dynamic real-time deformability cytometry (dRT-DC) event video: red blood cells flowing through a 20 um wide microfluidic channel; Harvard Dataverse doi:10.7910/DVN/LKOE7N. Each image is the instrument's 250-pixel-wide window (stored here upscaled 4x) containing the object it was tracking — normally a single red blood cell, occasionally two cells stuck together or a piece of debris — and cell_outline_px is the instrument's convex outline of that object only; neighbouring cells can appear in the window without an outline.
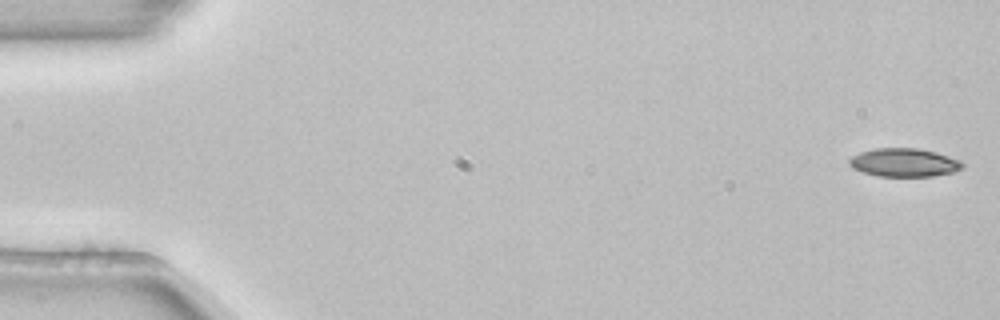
{"species": "common noctule bat (a hibernating species)", "species_latin": "Nyctalus noctula", "temperature_condition": "room temperature", "stored_images_in_passage": 53, "camera_frame_rate_fps": 3000, "um_per_image_px": 0.085, "animal": {"sex": "female", "body_mass_g": 22.7, "forearm_length_mm": 54.2}, "frame": {"image": 1, "passage_image": 1, "time_ms": 0.0, "image_size_px": [1000, 320], "cell_outline_px": [[964, 168], [952, 172], [932, 176], [880, 176], [864, 172], [852, 168], [848, 164], [848, 160], [852, 156], [860, 152], [872, 148], [916, 148], [936, 152], [960, 160], [964, 164]], "centroid_in_image_um": [76.84, 13.81], "position_along_channel_um": 8.2, "area_um2": 18.73}}
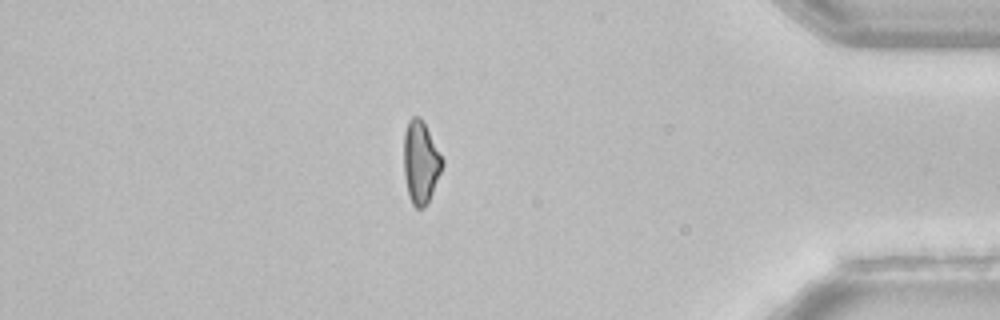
{"frame": {"image": 2, "passage_image": 46, "time_ms": 15.0, "image_size_px": [1000, 320], "cell_outline_px": [[444, 164], [428, 204], [424, 208], [416, 208], [412, 204], [408, 196], [404, 176], [404, 132], [408, 120], [412, 116], [420, 116], [444, 160]], "centroid_in_image_um": [35.75, 13.82], "position_along_channel_um": 399.4, "area_um2": 18.67}}
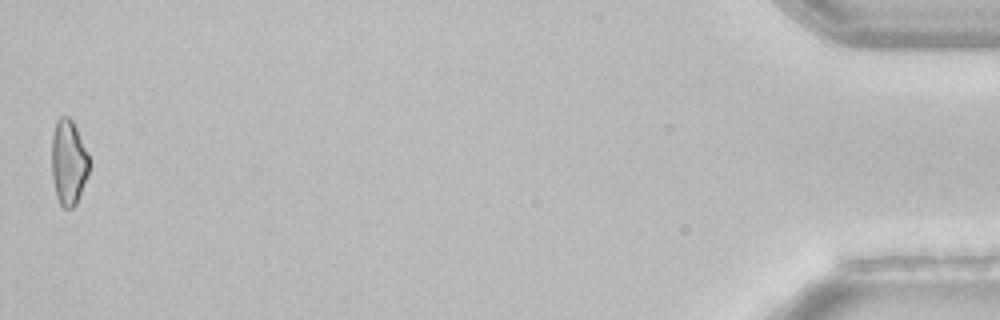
{"frame": {"image": 3, "passage_image": 53, "time_ms": 17.333, "image_size_px": [1000, 320], "cell_outline_px": [[88, 172], [76, 204], [72, 208], [64, 208], [60, 204], [56, 196], [52, 176], [52, 132], [56, 120], [60, 116], [68, 116], [72, 120], [88, 152]], "centroid_in_image_um": [5.8, 13.77], "position_along_channel_um": 429.4, "area_um2": 18.5}}